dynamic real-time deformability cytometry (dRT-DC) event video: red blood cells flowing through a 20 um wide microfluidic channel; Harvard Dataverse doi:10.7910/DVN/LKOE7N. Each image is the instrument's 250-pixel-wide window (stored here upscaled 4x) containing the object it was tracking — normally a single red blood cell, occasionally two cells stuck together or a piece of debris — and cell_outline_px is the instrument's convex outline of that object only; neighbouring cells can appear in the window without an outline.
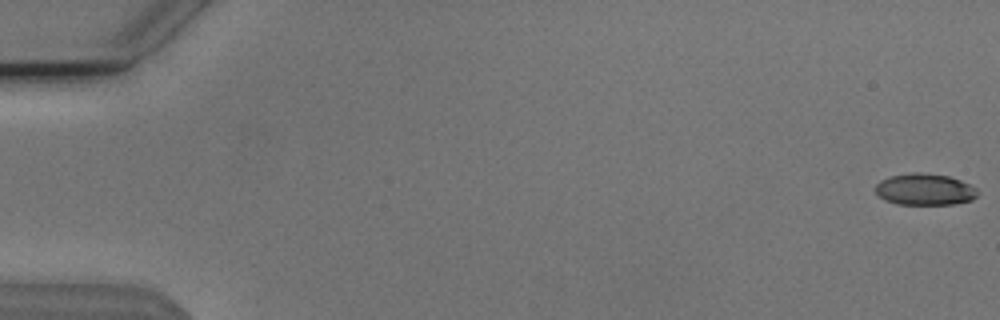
{"species": "Egyptian fruit bat (a non-hibernating species)", "species_latin": "Rousettus aegyptiacus", "temperature_condition": "cold", "stored_images_in_passage": 49, "camera_frame_rate_fps": 3000, "um_per_image_px": 0.085, "animal": {"sex": "male"}, "frame": {"image": 1, "passage_image": 1, "time_ms": 0.0, "image_size_px": [1000, 320], "cell_outline_px": [[976, 196], [972, 200], [952, 204], [896, 204], [884, 200], [876, 192], [876, 184], [880, 180], [888, 176], [912, 172], [920, 172], [948, 176], [960, 180], [976, 188]], "centroid_in_image_um": [78.56, 16.09], "position_along_channel_um": 6.4, "area_um2": 18.73}}
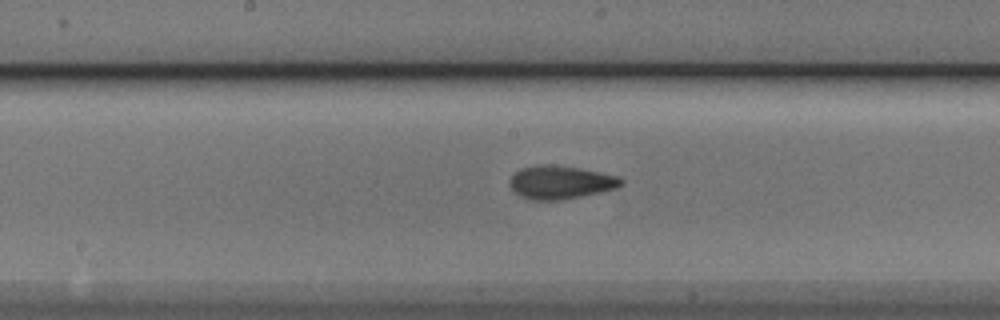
{"frame": {"image": 2, "passage_image": 29, "time_ms": 9.333, "image_size_px": [1000, 320], "cell_outline_px": [[624, 184], [616, 188], [600, 192], [560, 200], [532, 200], [520, 196], [512, 188], [512, 176], [520, 168], [540, 164], [548, 164], [576, 168], [616, 176], [624, 180]], "centroid_in_image_um": [47.65, 15.5], "position_along_channel_um": 200.6, "area_um2": 21.1}}
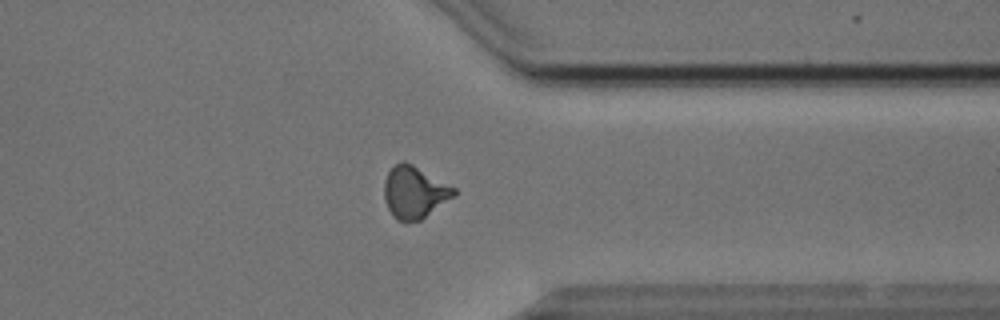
{"frame": {"image": 3, "passage_image": 43, "time_ms": 14.0, "image_size_px": [1000, 320], "cell_outline_px": [[456, 196], [420, 220], [396, 220], [392, 216], [384, 200], [384, 180], [388, 172], [400, 160], [404, 160], [412, 164], [456, 188]], "centroid_in_image_um": [35.23, 16.33], "position_along_channel_um": 376.2, "area_um2": 21.15}}